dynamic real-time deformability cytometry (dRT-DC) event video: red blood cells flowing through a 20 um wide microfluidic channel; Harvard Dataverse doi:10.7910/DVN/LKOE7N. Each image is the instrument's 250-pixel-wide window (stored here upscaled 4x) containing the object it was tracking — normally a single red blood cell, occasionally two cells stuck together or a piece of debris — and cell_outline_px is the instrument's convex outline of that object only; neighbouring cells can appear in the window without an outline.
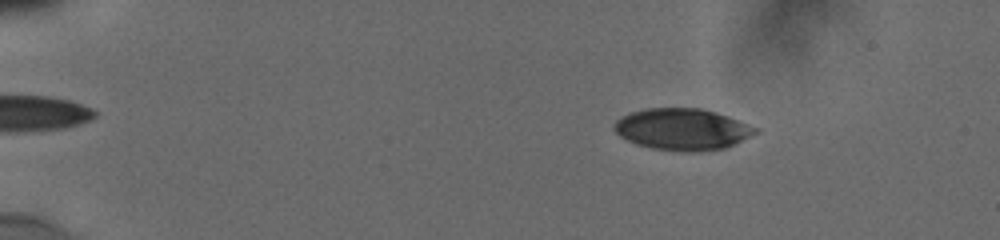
{"species": "human", "species_latin": "Homo sapiens", "temperature_condition": "cold", "stored_images_in_passage": 55, "camera_frame_rate_fps": 3000, "um_per_image_px": 0.085, "donor": {"sex": "male"}, "frame": {"image": 1, "passage_image": 9, "time_ms": 2.667, "image_size_px": [1000, 240], "cell_outline_px": [[760, 132], [724, 148], [692, 152], [652, 148], [636, 144], [620, 136], [612, 128], [612, 124], [620, 116], [628, 112], [644, 108], [700, 108], [716, 112], [728, 116], [760, 128]], "centroid_in_image_um": [57.98, 10.97], "position_along_channel_um": 27.0, "area_um2": 34.39}}
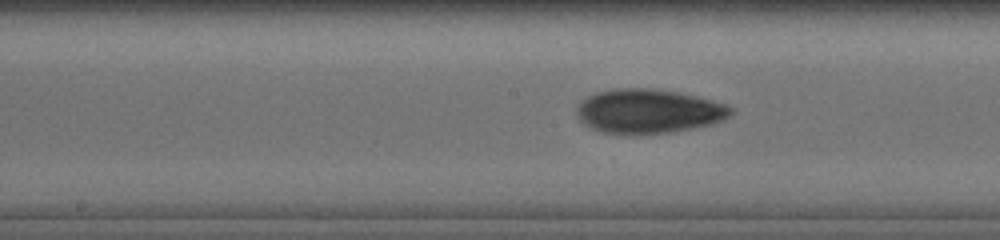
{"frame": {"image": 2, "passage_image": 30, "time_ms": 9.667, "image_size_px": [1000, 240], "cell_outline_px": [[732, 112], [724, 120], [712, 124], [672, 132], [636, 136], [604, 132], [592, 128], [584, 124], [576, 116], [576, 108], [588, 96], [596, 92], [612, 88], [652, 88], [680, 92], [712, 100], [724, 104], [732, 108]], "centroid_in_image_um": [55.1, 9.46], "position_along_channel_um": 193.1, "area_um2": 40.11}}
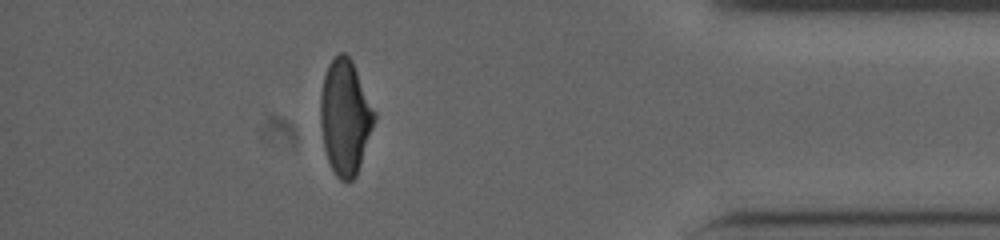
{"frame": {"image": 3, "passage_image": 49, "time_ms": 16.0, "image_size_px": [1000, 240], "cell_outline_px": [[376, 120], [356, 176], [352, 180], [340, 180], [336, 176], [328, 160], [324, 148], [320, 128], [320, 96], [324, 76], [328, 64], [340, 52], [344, 52], [352, 60], [376, 112]], "centroid_in_image_um": [29.34, 9.95], "position_along_channel_um": 405.9, "area_um2": 36.24}, "authors_computed_cell_mechanics": {"area_um2": 36.3562, "velocity_mm_per_s": 3.858, "shape_relaxation_time_tau1_ms": 5.2999, "shape_relaxation_time_tau2_ms": 3.8808, "deformation_change_tau1": 0.1621, "deformation_change_tau2": 0.0961}}